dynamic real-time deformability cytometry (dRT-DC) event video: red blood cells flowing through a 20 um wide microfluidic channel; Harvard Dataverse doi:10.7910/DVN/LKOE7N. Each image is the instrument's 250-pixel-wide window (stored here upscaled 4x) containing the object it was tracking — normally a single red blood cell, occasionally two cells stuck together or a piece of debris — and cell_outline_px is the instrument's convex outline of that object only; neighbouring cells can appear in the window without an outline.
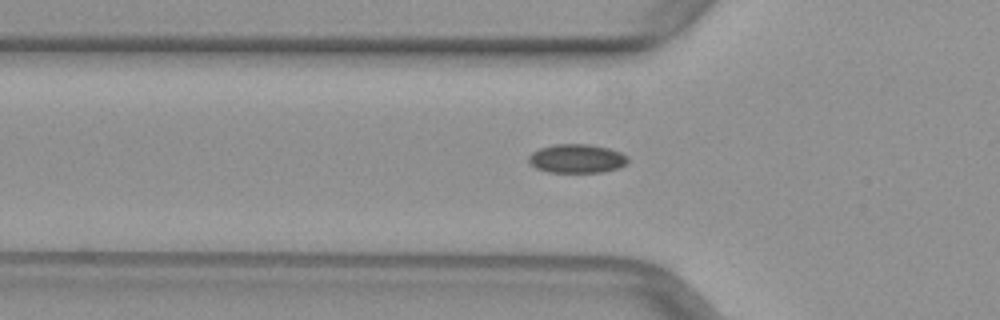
{"species": "common noctule bat (a hibernating species)", "species_latin": "Nyctalus noctula", "temperature_condition": "warm", "stored_images_in_passage": 32, "camera_frame_rate_fps": 3000, "um_per_image_px": 0.085, "animal": {"sex": "female", "body_mass_g": 29.2, "forearm_length_mm": 56.3}, "frame": {"image": 1, "passage_image": 5, "time_ms": 1.333, "image_size_px": [1000, 320], "cell_outline_px": [[628, 164], [620, 168], [604, 172], [548, 172], [536, 168], [528, 160], [528, 156], [532, 152], [540, 148], [556, 144], [588, 144], [608, 148], [620, 152], [628, 156]], "centroid_in_image_um": [49.07, 13.48], "position_along_channel_um": 76.7, "area_um2": 16.76}}
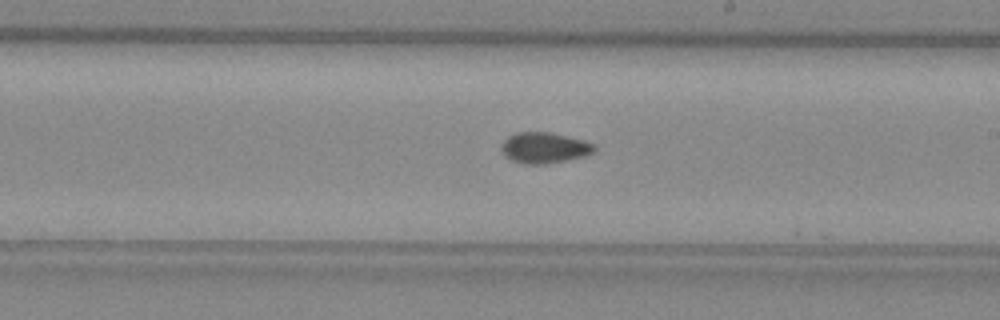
{"frame": {"image": 2, "passage_image": 17, "time_ms": 5.333, "image_size_px": [1000, 320], "cell_outline_px": [[596, 152], [584, 156], [544, 164], [524, 164], [512, 160], [504, 156], [500, 148], [500, 144], [508, 136], [516, 132], [548, 132], [584, 140], [592, 144], [596, 148]], "centroid_in_image_um": [46.23, 12.56], "position_along_channel_um": 242.8, "area_um2": 16.7}}
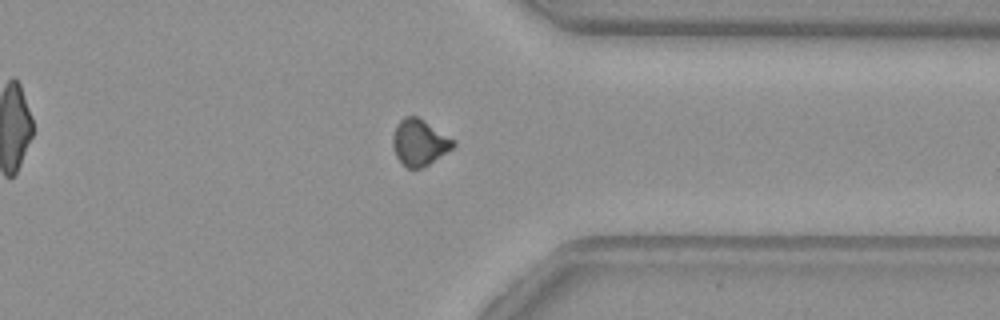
{"frame": {"image": 3, "passage_image": 27, "time_ms": 8.667, "image_size_px": [1000, 320], "cell_outline_px": [[456, 144], [452, 148], [428, 164], [420, 168], [408, 168], [396, 156], [392, 144], [392, 136], [396, 124], [404, 116], [416, 116], [424, 120], [456, 140]], "centroid_in_image_um": [35.64, 12.08], "position_along_channel_um": 375.8, "area_um2": 16.18}}